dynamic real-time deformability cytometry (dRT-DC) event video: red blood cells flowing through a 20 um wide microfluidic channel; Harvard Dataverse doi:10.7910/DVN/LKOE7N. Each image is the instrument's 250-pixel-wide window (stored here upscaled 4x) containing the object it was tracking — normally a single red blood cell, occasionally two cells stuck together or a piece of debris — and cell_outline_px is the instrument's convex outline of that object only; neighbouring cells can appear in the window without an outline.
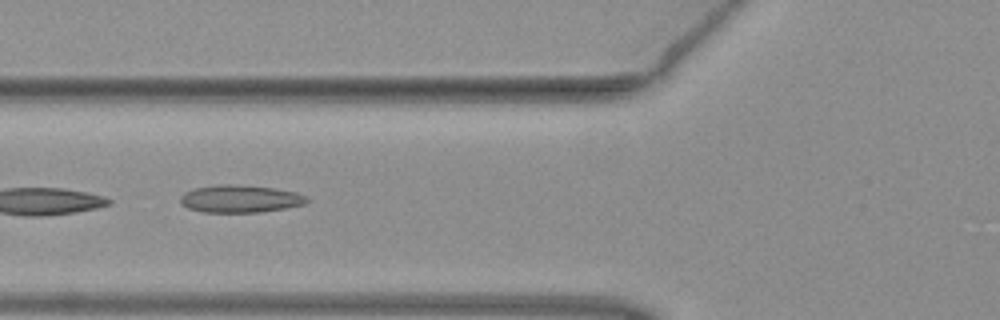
{"species": "common noctule bat (a hibernating species)", "species_latin": "Nyctalus noctula", "temperature_condition": "warm", "stored_images_in_passage": 27, "camera_frame_rate_fps": 3000, "um_per_image_px": 0.085, "animal": {"sex": "female", "body_mass_g": 19.3, "forearm_length_mm": 54.1}, "frame": {"image": 1, "passage_image": 20, "time_ms": 6.333, "image_size_px": [1000, 320], "cell_outline_px": [[308, 200], [304, 204], [284, 208], [260, 212], [204, 212], [188, 208], [180, 204], [180, 196], [184, 192], [192, 188], [216, 184], [240, 184], [272, 188], [296, 192], [308, 196]], "centroid_in_image_um": [20.37, 16.88], "position_along_channel_um": 105.4, "area_um2": 20.46}}